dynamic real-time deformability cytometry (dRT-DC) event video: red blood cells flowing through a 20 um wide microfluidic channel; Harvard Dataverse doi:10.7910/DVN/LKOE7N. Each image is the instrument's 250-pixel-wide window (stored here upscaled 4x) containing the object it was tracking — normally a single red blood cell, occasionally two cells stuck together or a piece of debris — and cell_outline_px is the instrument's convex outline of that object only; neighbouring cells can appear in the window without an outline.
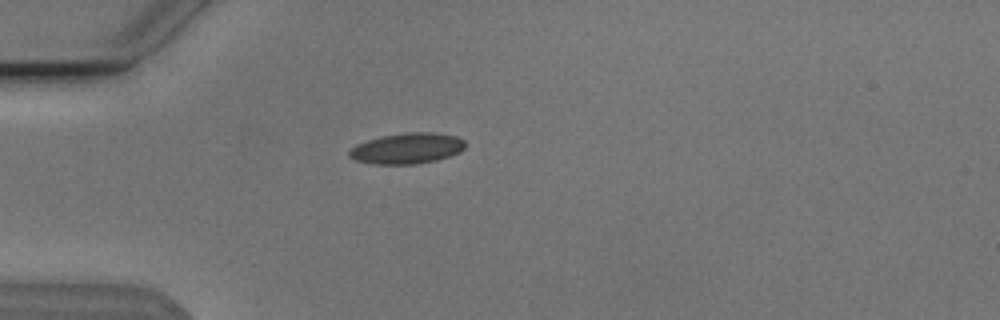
{"species": "Egyptian fruit bat (a non-hibernating species)", "species_latin": "Rousettus aegyptiacus", "temperature_condition": "cold", "stored_images_in_passage": 4, "camera_frame_rate_fps": 3000, "um_per_image_px": 0.085, "animal": {"sex": "male"}, "frame": {"image": 1, "passage_image": 4, "time_ms": 1.0, "image_size_px": [1000, 320], "cell_outline_px": [[464, 148], [460, 152], [436, 160], [416, 164], [372, 164], [356, 160], [348, 156], [348, 152], [356, 144], [380, 136], [412, 132], [436, 132], [456, 136], [464, 140]], "centroid_in_image_um": [34.59, 12.61], "position_along_channel_um": 50.4, "area_um2": 20.75}}